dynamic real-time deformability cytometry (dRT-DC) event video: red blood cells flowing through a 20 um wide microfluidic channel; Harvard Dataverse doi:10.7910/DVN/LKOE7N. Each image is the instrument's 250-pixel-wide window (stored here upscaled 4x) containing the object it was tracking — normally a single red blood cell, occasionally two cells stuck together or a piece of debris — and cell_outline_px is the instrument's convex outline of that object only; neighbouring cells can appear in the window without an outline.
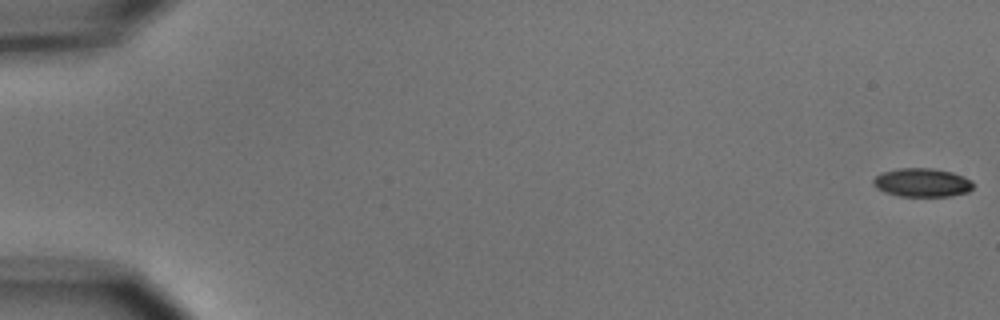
{"species": "common noctule bat (a hibernating species)", "species_latin": "Nyctalus noctula", "temperature_condition": "cold", "stored_images_in_passage": 5, "camera_frame_rate_fps": 3000, "um_per_image_px": 0.085, "animal": {"sex": "male", "body_mass_g": 15.6}, "frame": {"image": 1, "passage_image": 1, "time_ms": 0.0, "image_size_px": [1000, 320], "cell_outline_px": [[972, 188], [968, 192], [948, 196], [900, 196], [884, 192], [876, 188], [872, 184], [872, 180], [880, 172], [900, 168], [932, 168], [952, 172], [964, 176], [972, 180]], "centroid_in_image_um": [78.35, 15.51], "position_along_channel_um": 6.7, "area_um2": 16.76}}